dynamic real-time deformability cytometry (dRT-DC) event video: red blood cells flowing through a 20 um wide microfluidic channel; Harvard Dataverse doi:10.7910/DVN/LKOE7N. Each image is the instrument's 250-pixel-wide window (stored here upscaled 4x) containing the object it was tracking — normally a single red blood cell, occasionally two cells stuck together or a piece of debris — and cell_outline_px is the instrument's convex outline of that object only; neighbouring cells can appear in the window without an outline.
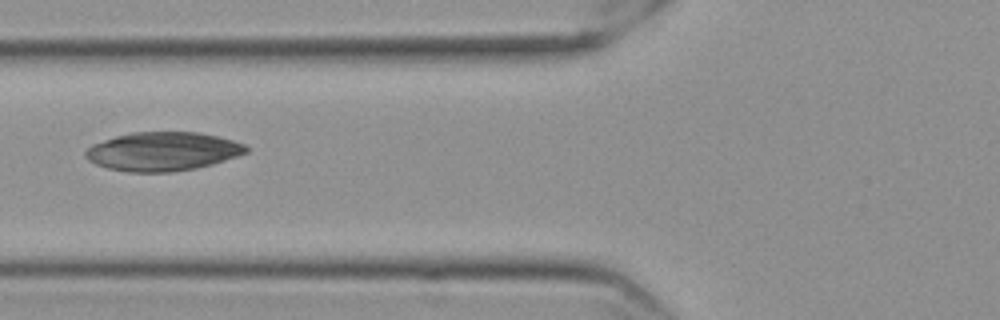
{"species": "Egyptian fruit bat (a non-hibernating species)", "species_latin": "Rousettus aegyptiacus", "temperature_condition": "cold", "stored_images_in_passage": 39, "camera_frame_rate_fps": 3000, "um_per_image_px": 0.085, "frame": {"image": 1, "passage_image": 5, "time_ms": 1.333, "image_size_px": [1000, 320], "cell_outline_px": [[248, 152], [212, 164], [196, 168], [172, 172], [128, 172], [108, 168], [96, 164], [88, 160], [84, 156], [84, 152], [92, 144], [116, 136], [132, 132], [200, 132], [232, 140], [244, 144], [248, 148]], "centroid_in_image_um": [13.81, 12.87], "position_along_channel_um": 112.0, "area_um2": 36.18}}
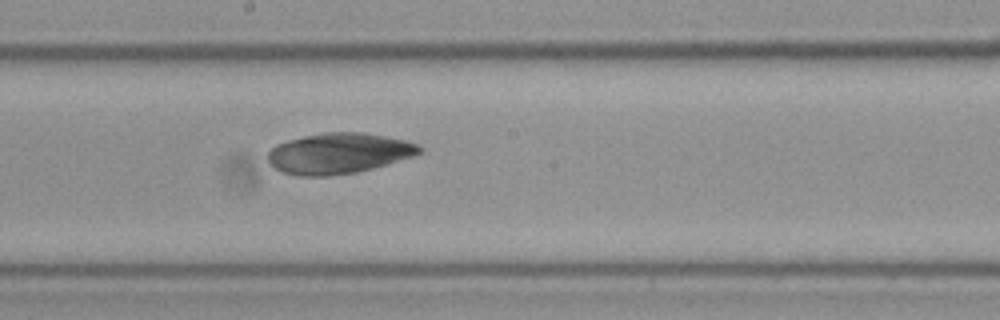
{"frame": {"image": 2, "passage_image": 14, "time_ms": 4.333, "image_size_px": [1000, 320], "cell_outline_px": [[424, 148], [416, 156], [372, 168], [356, 172], [328, 176], [300, 176], [280, 172], [268, 160], [268, 152], [276, 144], [288, 140], [304, 136], [324, 132], [364, 132], [404, 140], [420, 144]], "centroid_in_image_um": [28.81, 13.03], "position_along_channel_um": 219.4, "area_um2": 36.01}}
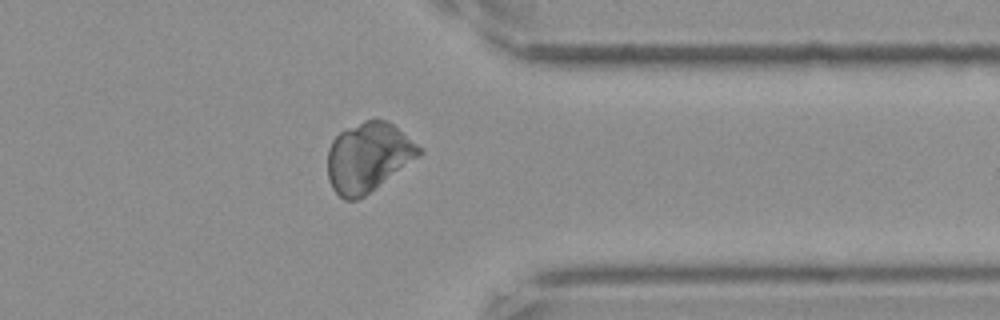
{"frame": {"image": 3, "passage_image": 28, "time_ms": 9.0, "image_size_px": [1000, 320], "cell_outline_px": [[424, 152], [420, 156], [364, 196], [356, 200], [344, 200], [332, 188], [328, 180], [328, 148], [332, 140], [340, 132], [364, 120], [388, 120], [416, 144]], "centroid_in_image_um": [31.27, 13.37], "position_along_channel_um": 380.1, "area_um2": 36.65}}